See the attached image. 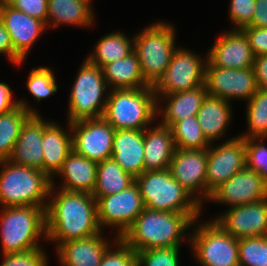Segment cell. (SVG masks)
<instances>
[{
    "label": "cell",
    "instance_id": "obj_25",
    "mask_svg": "<svg viewBox=\"0 0 267 266\" xmlns=\"http://www.w3.org/2000/svg\"><path fill=\"white\" fill-rule=\"evenodd\" d=\"M175 144L171 128L161 123L144 130V171L169 169Z\"/></svg>",
    "mask_w": 267,
    "mask_h": 266
},
{
    "label": "cell",
    "instance_id": "obj_1",
    "mask_svg": "<svg viewBox=\"0 0 267 266\" xmlns=\"http://www.w3.org/2000/svg\"><path fill=\"white\" fill-rule=\"evenodd\" d=\"M56 189L52 180L45 209L46 241L55 242L57 248L66 241L87 238L104 231L98 224L97 203L92 194Z\"/></svg>",
    "mask_w": 267,
    "mask_h": 266
},
{
    "label": "cell",
    "instance_id": "obj_9",
    "mask_svg": "<svg viewBox=\"0 0 267 266\" xmlns=\"http://www.w3.org/2000/svg\"><path fill=\"white\" fill-rule=\"evenodd\" d=\"M189 241L201 266H240L238 239L227 233L215 220L195 226Z\"/></svg>",
    "mask_w": 267,
    "mask_h": 266
},
{
    "label": "cell",
    "instance_id": "obj_5",
    "mask_svg": "<svg viewBox=\"0 0 267 266\" xmlns=\"http://www.w3.org/2000/svg\"><path fill=\"white\" fill-rule=\"evenodd\" d=\"M103 118L115 130H145L157 120V98L153 86L108 91Z\"/></svg>",
    "mask_w": 267,
    "mask_h": 266
},
{
    "label": "cell",
    "instance_id": "obj_12",
    "mask_svg": "<svg viewBox=\"0 0 267 266\" xmlns=\"http://www.w3.org/2000/svg\"><path fill=\"white\" fill-rule=\"evenodd\" d=\"M245 167V138L236 136L218 146L211 143L208 148L206 200L216 188Z\"/></svg>",
    "mask_w": 267,
    "mask_h": 266
},
{
    "label": "cell",
    "instance_id": "obj_23",
    "mask_svg": "<svg viewBox=\"0 0 267 266\" xmlns=\"http://www.w3.org/2000/svg\"><path fill=\"white\" fill-rule=\"evenodd\" d=\"M207 95L208 92L205 85L187 91L156 95L157 117L159 115L162 116L160 123L171 128L176 122L190 116H196ZM163 98L166 101V105L162 108L160 106L162 103L160 102H163Z\"/></svg>",
    "mask_w": 267,
    "mask_h": 266
},
{
    "label": "cell",
    "instance_id": "obj_26",
    "mask_svg": "<svg viewBox=\"0 0 267 266\" xmlns=\"http://www.w3.org/2000/svg\"><path fill=\"white\" fill-rule=\"evenodd\" d=\"M97 165L98 162L89 160L72 150L56 174L63 180L60 189L93 194L97 178Z\"/></svg>",
    "mask_w": 267,
    "mask_h": 266
},
{
    "label": "cell",
    "instance_id": "obj_37",
    "mask_svg": "<svg viewBox=\"0 0 267 266\" xmlns=\"http://www.w3.org/2000/svg\"><path fill=\"white\" fill-rule=\"evenodd\" d=\"M180 247L153 248L136 252V266H179Z\"/></svg>",
    "mask_w": 267,
    "mask_h": 266
},
{
    "label": "cell",
    "instance_id": "obj_27",
    "mask_svg": "<svg viewBox=\"0 0 267 266\" xmlns=\"http://www.w3.org/2000/svg\"><path fill=\"white\" fill-rule=\"evenodd\" d=\"M230 104L221 98L207 95L197 112L199 126L210 144L225 136L233 116Z\"/></svg>",
    "mask_w": 267,
    "mask_h": 266
},
{
    "label": "cell",
    "instance_id": "obj_22",
    "mask_svg": "<svg viewBox=\"0 0 267 266\" xmlns=\"http://www.w3.org/2000/svg\"><path fill=\"white\" fill-rule=\"evenodd\" d=\"M103 233L102 231L87 238L61 243L56 248L60 265L99 266L104 253L111 245V241L107 240Z\"/></svg>",
    "mask_w": 267,
    "mask_h": 266
},
{
    "label": "cell",
    "instance_id": "obj_24",
    "mask_svg": "<svg viewBox=\"0 0 267 266\" xmlns=\"http://www.w3.org/2000/svg\"><path fill=\"white\" fill-rule=\"evenodd\" d=\"M112 158L134 178L144 172V130H115Z\"/></svg>",
    "mask_w": 267,
    "mask_h": 266
},
{
    "label": "cell",
    "instance_id": "obj_2",
    "mask_svg": "<svg viewBox=\"0 0 267 266\" xmlns=\"http://www.w3.org/2000/svg\"><path fill=\"white\" fill-rule=\"evenodd\" d=\"M197 222L198 220H194L187 213L145 208L121 238L135 252L153 248L181 247L183 239L190 238L188 231H191Z\"/></svg>",
    "mask_w": 267,
    "mask_h": 266
},
{
    "label": "cell",
    "instance_id": "obj_41",
    "mask_svg": "<svg viewBox=\"0 0 267 266\" xmlns=\"http://www.w3.org/2000/svg\"><path fill=\"white\" fill-rule=\"evenodd\" d=\"M256 0H230L229 18L235 26L233 30H241L252 23Z\"/></svg>",
    "mask_w": 267,
    "mask_h": 266
},
{
    "label": "cell",
    "instance_id": "obj_40",
    "mask_svg": "<svg viewBox=\"0 0 267 266\" xmlns=\"http://www.w3.org/2000/svg\"><path fill=\"white\" fill-rule=\"evenodd\" d=\"M0 266H48L44 249L35 248L23 252L3 254Z\"/></svg>",
    "mask_w": 267,
    "mask_h": 266
},
{
    "label": "cell",
    "instance_id": "obj_21",
    "mask_svg": "<svg viewBox=\"0 0 267 266\" xmlns=\"http://www.w3.org/2000/svg\"><path fill=\"white\" fill-rule=\"evenodd\" d=\"M67 124L68 131L61 128L62 126L55 121L45 120V131L42 140V172L51 180L57 177L54 175L60 171L63 162L73 150L70 122L67 121Z\"/></svg>",
    "mask_w": 267,
    "mask_h": 266
},
{
    "label": "cell",
    "instance_id": "obj_11",
    "mask_svg": "<svg viewBox=\"0 0 267 266\" xmlns=\"http://www.w3.org/2000/svg\"><path fill=\"white\" fill-rule=\"evenodd\" d=\"M97 218L100 228L116 229V237L121 238L131 227L137 216L145 209L139 186L134 182L128 188L96 199Z\"/></svg>",
    "mask_w": 267,
    "mask_h": 266
},
{
    "label": "cell",
    "instance_id": "obj_31",
    "mask_svg": "<svg viewBox=\"0 0 267 266\" xmlns=\"http://www.w3.org/2000/svg\"><path fill=\"white\" fill-rule=\"evenodd\" d=\"M96 44L94 53H90L86 59L101 69L111 62L125 58L134 51V37L130 39L121 32L105 34Z\"/></svg>",
    "mask_w": 267,
    "mask_h": 266
},
{
    "label": "cell",
    "instance_id": "obj_28",
    "mask_svg": "<svg viewBox=\"0 0 267 266\" xmlns=\"http://www.w3.org/2000/svg\"><path fill=\"white\" fill-rule=\"evenodd\" d=\"M47 8V26L51 25V28H57L63 24L88 28L94 24V10L83 1L48 0Z\"/></svg>",
    "mask_w": 267,
    "mask_h": 266
},
{
    "label": "cell",
    "instance_id": "obj_47",
    "mask_svg": "<svg viewBox=\"0 0 267 266\" xmlns=\"http://www.w3.org/2000/svg\"><path fill=\"white\" fill-rule=\"evenodd\" d=\"M249 26L267 28V0H256L252 23Z\"/></svg>",
    "mask_w": 267,
    "mask_h": 266
},
{
    "label": "cell",
    "instance_id": "obj_16",
    "mask_svg": "<svg viewBox=\"0 0 267 266\" xmlns=\"http://www.w3.org/2000/svg\"><path fill=\"white\" fill-rule=\"evenodd\" d=\"M267 198V183L261 176L245 167L216 188L208 201L231 207L259 202Z\"/></svg>",
    "mask_w": 267,
    "mask_h": 266
},
{
    "label": "cell",
    "instance_id": "obj_42",
    "mask_svg": "<svg viewBox=\"0 0 267 266\" xmlns=\"http://www.w3.org/2000/svg\"><path fill=\"white\" fill-rule=\"evenodd\" d=\"M13 8L43 21L47 27L48 0H5Z\"/></svg>",
    "mask_w": 267,
    "mask_h": 266
},
{
    "label": "cell",
    "instance_id": "obj_39",
    "mask_svg": "<svg viewBox=\"0 0 267 266\" xmlns=\"http://www.w3.org/2000/svg\"><path fill=\"white\" fill-rule=\"evenodd\" d=\"M113 241L114 246L107 248L99 266H136V252L122 238L115 236Z\"/></svg>",
    "mask_w": 267,
    "mask_h": 266
},
{
    "label": "cell",
    "instance_id": "obj_13",
    "mask_svg": "<svg viewBox=\"0 0 267 266\" xmlns=\"http://www.w3.org/2000/svg\"><path fill=\"white\" fill-rule=\"evenodd\" d=\"M70 126L75 152L96 162L112 158L115 129L103 117L74 121Z\"/></svg>",
    "mask_w": 267,
    "mask_h": 266
},
{
    "label": "cell",
    "instance_id": "obj_15",
    "mask_svg": "<svg viewBox=\"0 0 267 266\" xmlns=\"http://www.w3.org/2000/svg\"><path fill=\"white\" fill-rule=\"evenodd\" d=\"M207 161L208 149H175L169 166L172 177L201 205L206 199Z\"/></svg>",
    "mask_w": 267,
    "mask_h": 266
},
{
    "label": "cell",
    "instance_id": "obj_36",
    "mask_svg": "<svg viewBox=\"0 0 267 266\" xmlns=\"http://www.w3.org/2000/svg\"><path fill=\"white\" fill-rule=\"evenodd\" d=\"M240 266H267V235L238 239Z\"/></svg>",
    "mask_w": 267,
    "mask_h": 266
},
{
    "label": "cell",
    "instance_id": "obj_4",
    "mask_svg": "<svg viewBox=\"0 0 267 266\" xmlns=\"http://www.w3.org/2000/svg\"><path fill=\"white\" fill-rule=\"evenodd\" d=\"M145 208L157 211L187 213L194 220L202 214V206L182 187L169 169L144 171L135 178Z\"/></svg>",
    "mask_w": 267,
    "mask_h": 266
},
{
    "label": "cell",
    "instance_id": "obj_32",
    "mask_svg": "<svg viewBox=\"0 0 267 266\" xmlns=\"http://www.w3.org/2000/svg\"><path fill=\"white\" fill-rule=\"evenodd\" d=\"M96 177L92 194L95 199L118 193L135 182V178L125 172L113 158L98 162Z\"/></svg>",
    "mask_w": 267,
    "mask_h": 266
},
{
    "label": "cell",
    "instance_id": "obj_35",
    "mask_svg": "<svg viewBox=\"0 0 267 266\" xmlns=\"http://www.w3.org/2000/svg\"><path fill=\"white\" fill-rule=\"evenodd\" d=\"M27 78V89L38 102L50 98L58 90L54 72L50 67H35L30 71Z\"/></svg>",
    "mask_w": 267,
    "mask_h": 266
},
{
    "label": "cell",
    "instance_id": "obj_3",
    "mask_svg": "<svg viewBox=\"0 0 267 266\" xmlns=\"http://www.w3.org/2000/svg\"><path fill=\"white\" fill-rule=\"evenodd\" d=\"M0 167L1 206H47L52 180L46 174L9 160L0 161Z\"/></svg>",
    "mask_w": 267,
    "mask_h": 266
},
{
    "label": "cell",
    "instance_id": "obj_30",
    "mask_svg": "<svg viewBox=\"0 0 267 266\" xmlns=\"http://www.w3.org/2000/svg\"><path fill=\"white\" fill-rule=\"evenodd\" d=\"M19 106L8 113L0 114V161L9 160L23 124L32 114L39 112L31 108L26 100L18 99Z\"/></svg>",
    "mask_w": 267,
    "mask_h": 266
},
{
    "label": "cell",
    "instance_id": "obj_45",
    "mask_svg": "<svg viewBox=\"0 0 267 266\" xmlns=\"http://www.w3.org/2000/svg\"><path fill=\"white\" fill-rule=\"evenodd\" d=\"M253 70L258 89L267 90V55L254 56Z\"/></svg>",
    "mask_w": 267,
    "mask_h": 266
},
{
    "label": "cell",
    "instance_id": "obj_33",
    "mask_svg": "<svg viewBox=\"0 0 267 266\" xmlns=\"http://www.w3.org/2000/svg\"><path fill=\"white\" fill-rule=\"evenodd\" d=\"M248 131L243 138H267V90L258 89L249 99L246 108Z\"/></svg>",
    "mask_w": 267,
    "mask_h": 266
},
{
    "label": "cell",
    "instance_id": "obj_20",
    "mask_svg": "<svg viewBox=\"0 0 267 266\" xmlns=\"http://www.w3.org/2000/svg\"><path fill=\"white\" fill-rule=\"evenodd\" d=\"M45 120L40 114H32L23 124L9 161L42 171V140Z\"/></svg>",
    "mask_w": 267,
    "mask_h": 266
},
{
    "label": "cell",
    "instance_id": "obj_10",
    "mask_svg": "<svg viewBox=\"0 0 267 266\" xmlns=\"http://www.w3.org/2000/svg\"><path fill=\"white\" fill-rule=\"evenodd\" d=\"M177 47L166 71L153 86L156 95H167L187 91L204 85L207 57Z\"/></svg>",
    "mask_w": 267,
    "mask_h": 266
},
{
    "label": "cell",
    "instance_id": "obj_48",
    "mask_svg": "<svg viewBox=\"0 0 267 266\" xmlns=\"http://www.w3.org/2000/svg\"><path fill=\"white\" fill-rule=\"evenodd\" d=\"M80 1H83V2H85L86 4H88L90 7H92V5H91V1H92V0H80Z\"/></svg>",
    "mask_w": 267,
    "mask_h": 266
},
{
    "label": "cell",
    "instance_id": "obj_6",
    "mask_svg": "<svg viewBox=\"0 0 267 266\" xmlns=\"http://www.w3.org/2000/svg\"><path fill=\"white\" fill-rule=\"evenodd\" d=\"M46 207H2L0 215L1 253L11 254L41 248L46 239ZM41 237V238H40Z\"/></svg>",
    "mask_w": 267,
    "mask_h": 266
},
{
    "label": "cell",
    "instance_id": "obj_8",
    "mask_svg": "<svg viewBox=\"0 0 267 266\" xmlns=\"http://www.w3.org/2000/svg\"><path fill=\"white\" fill-rule=\"evenodd\" d=\"M77 73L69 95L68 121L103 117L108 99L103 70L86 59Z\"/></svg>",
    "mask_w": 267,
    "mask_h": 266
},
{
    "label": "cell",
    "instance_id": "obj_14",
    "mask_svg": "<svg viewBox=\"0 0 267 266\" xmlns=\"http://www.w3.org/2000/svg\"><path fill=\"white\" fill-rule=\"evenodd\" d=\"M204 85L208 95L227 102L235 98L248 102L258 90L253 68L205 66Z\"/></svg>",
    "mask_w": 267,
    "mask_h": 266
},
{
    "label": "cell",
    "instance_id": "obj_29",
    "mask_svg": "<svg viewBox=\"0 0 267 266\" xmlns=\"http://www.w3.org/2000/svg\"><path fill=\"white\" fill-rule=\"evenodd\" d=\"M102 70L110 90L150 87L142 76L140 62L134 51L123 59L105 65Z\"/></svg>",
    "mask_w": 267,
    "mask_h": 266
},
{
    "label": "cell",
    "instance_id": "obj_19",
    "mask_svg": "<svg viewBox=\"0 0 267 266\" xmlns=\"http://www.w3.org/2000/svg\"><path fill=\"white\" fill-rule=\"evenodd\" d=\"M0 19L10 34L14 52L24 61L46 24L0 0Z\"/></svg>",
    "mask_w": 267,
    "mask_h": 266
},
{
    "label": "cell",
    "instance_id": "obj_46",
    "mask_svg": "<svg viewBox=\"0 0 267 266\" xmlns=\"http://www.w3.org/2000/svg\"><path fill=\"white\" fill-rule=\"evenodd\" d=\"M18 106V100L13 101L10 86L5 82H0V114L8 113Z\"/></svg>",
    "mask_w": 267,
    "mask_h": 266
},
{
    "label": "cell",
    "instance_id": "obj_18",
    "mask_svg": "<svg viewBox=\"0 0 267 266\" xmlns=\"http://www.w3.org/2000/svg\"><path fill=\"white\" fill-rule=\"evenodd\" d=\"M206 55V66L229 69L253 68L254 55L249 40L241 30H229L217 38Z\"/></svg>",
    "mask_w": 267,
    "mask_h": 266
},
{
    "label": "cell",
    "instance_id": "obj_17",
    "mask_svg": "<svg viewBox=\"0 0 267 266\" xmlns=\"http://www.w3.org/2000/svg\"><path fill=\"white\" fill-rule=\"evenodd\" d=\"M213 220L236 239L266 236L267 198L231 207Z\"/></svg>",
    "mask_w": 267,
    "mask_h": 266
},
{
    "label": "cell",
    "instance_id": "obj_38",
    "mask_svg": "<svg viewBox=\"0 0 267 266\" xmlns=\"http://www.w3.org/2000/svg\"><path fill=\"white\" fill-rule=\"evenodd\" d=\"M265 139L245 138V150L246 167L257 172L267 183V146L263 142Z\"/></svg>",
    "mask_w": 267,
    "mask_h": 266
},
{
    "label": "cell",
    "instance_id": "obj_34",
    "mask_svg": "<svg viewBox=\"0 0 267 266\" xmlns=\"http://www.w3.org/2000/svg\"><path fill=\"white\" fill-rule=\"evenodd\" d=\"M173 140L176 149H208L210 143L207 141L196 116L187 117L176 122L172 127Z\"/></svg>",
    "mask_w": 267,
    "mask_h": 266
},
{
    "label": "cell",
    "instance_id": "obj_43",
    "mask_svg": "<svg viewBox=\"0 0 267 266\" xmlns=\"http://www.w3.org/2000/svg\"><path fill=\"white\" fill-rule=\"evenodd\" d=\"M241 31L248 38L254 56L267 55V28L246 26Z\"/></svg>",
    "mask_w": 267,
    "mask_h": 266
},
{
    "label": "cell",
    "instance_id": "obj_44",
    "mask_svg": "<svg viewBox=\"0 0 267 266\" xmlns=\"http://www.w3.org/2000/svg\"><path fill=\"white\" fill-rule=\"evenodd\" d=\"M6 55L9 62L14 65H21L24 61L14 52L11 37L0 19V55Z\"/></svg>",
    "mask_w": 267,
    "mask_h": 266
},
{
    "label": "cell",
    "instance_id": "obj_7",
    "mask_svg": "<svg viewBox=\"0 0 267 266\" xmlns=\"http://www.w3.org/2000/svg\"><path fill=\"white\" fill-rule=\"evenodd\" d=\"M176 31L167 22H155L134 37L136 53L145 81L154 86L166 71L174 51Z\"/></svg>",
    "mask_w": 267,
    "mask_h": 266
}]
</instances>
